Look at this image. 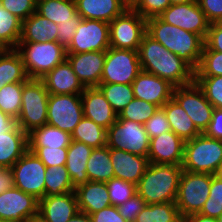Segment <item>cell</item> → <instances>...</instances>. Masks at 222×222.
Returning <instances> with one entry per match:
<instances>
[{"instance_id": "cell-1", "label": "cell", "mask_w": 222, "mask_h": 222, "mask_svg": "<svg viewBox=\"0 0 222 222\" xmlns=\"http://www.w3.org/2000/svg\"><path fill=\"white\" fill-rule=\"evenodd\" d=\"M138 58L143 71L165 79L175 87L195 81V70L147 32L138 48Z\"/></svg>"}, {"instance_id": "cell-2", "label": "cell", "mask_w": 222, "mask_h": 222, "mask_svg": "<svg viewBox=\"0 0 222 222\" xmlns=\"http://www.w3.org/2000/svg\"><path fill=\"white\" fill-rule=\"evenodd\" d=\"M147 33L194 70L198 68L205 45L200 35L168 24L159 17L147 19Z\"/></svg>"}, {"instance_id": "cell-3", "label": "cell", "mask_w": 222, "mask_h": 222, "mask_svg": "<svg viewBox=\"0 0 222 222\" xmlns=\"http://www.w3.org/2000/svg\"><path fill=\"white\" fill-rule=\"evenodd\" d=\"M182 172L181 165L150 163L136 185V193L146 204L175 202Z\"/></svg>"}, {"instance_id": "cell-4", "label": "cell", "mask_w": 222, "mask_h": 222, "mask_svg": "<svg viewBox=\"0 0 222 222\" xmlns=\"http://www.w3.org/2000/svg\"><path fill=\"white\" fill-rule=\"evenodd\" d=\"M222 164V140L200 133L185 141L182 168L185 171L216 175Z\"/></svg>"}, {"instance_id": "cell-5", "label": "cell", "mask_w": 222, "mask_h": 222, "mask_svg": "<svg viewBox=\"0 0 222 222\" xmlns=\"http://www.w3.org/2000/svg\"><path fill=\"white\" fill-rule=\"evenodd\" d=\"M20 53L29 79H41L67 59V50L60 43H19Z\"/></svg>"}, {"instance_id": "cell-6", "label": "cell", "mask_w": 222, "mask_h": 222, "mask_svg": "<svg viewBox=\"0 0 222 222\" xmlns=\"http://www.w3.org/2000/svg\"><path fill=\"white\" fill-rule=\"evenodd\" d=\"M48 97L49 93L39 79H29L23 85L22 104L16 121L27 134L47 124Z\"/></svg>"}, {"instance_id": "cell-7", "label": "cell", "mask_w": 222, "mask_h": 222, "mask_svg": "<svg viewBox=\"0 0 222 222\" xmlns=\"http://www.w3.org/2000/svg\"><path fill=\"white\" fill-rule=\"evenodd\" d=\"M212 176L183 170L175 201L182 218L201 211L209 197Z\"/></svg>"}, {"instance_id": "cell-8", "label": "cell", "mask_w": 222, "mask_h": 222, "mask_svg": "<svg viewBox=\"0 0 222 222\" xmlns=\"http://www.w3.org/2000/svg\"><path fill=\"white\" fill-rule=\"evenodd\" d=\"M110 47L138 51L147 32V20L131 7L109 23Z\"/></svg>"}, {"instance_id": "cell-9", "label": "cell", "mask_w": 222, "mask_h": 222, "mask_svg": "<svg viewBox=\"0 0 222 222\" xmlns=\"http://www.w3.org/2000/svg\"><path fill=\"white\" fill-rule=\"evenodd\" d=\"M107 146L147 157L150 137L143 124L117 119L107 129Z\"/></svg>"}, {"instance_id": "cell-10", "label": "cell", "mask_w": 222, "mask_h": 222, "mask_svg": "<svg viewBox=\"0 0 222 222\" xmlns=\"http://www.w3.org/2000/svg\"><path fill=\"white\" fill-rule=\"evenodd\" d=\"M141 71L138 51L109 47L100 83L132 84Z\"/></svg>"}, {"instance_id": "cell-11", "label": "cell", "mask_w": 222, "mask_h": 222, "mask_svg": "<svg viewBox=\"0 0 222 222\" xmlns=\"http://www.w3.org/2000/svg\"><path fill=\"white\" fill-rule=\"evenodd\" d=\"M173 98L186 111L196 128L205 133L214 111L213 105L206 99L204 91L196 81L175 87Z\"/></svg>"}, {"instance_id": "cell-12", "label": "cell", "mask_w": 222, "mask_h": 222, "mask_svg": "<svg viewBox=\"0 0 222 222\" xmlns=\"http://www.w3.org/2000/svg\"><path fill=\"white\" fill-rule=\"evenodd\" d=\"M83 117L81 94H49L47 124L71 134Z\"/></svg>"}, {"instance_id": "cell-13", "label": "cell", "mask_w": 222, "mask_h": 222, "mask_svg": "<svg viewBox=\"0 0 222 222\" xmlns=\"http://www.w3.org/2000/svg\"><path fill=\"white\" fill-rule=\"evenodd\" d=\"M15 187L35 196L38 200L45 195L46 166L29 150L12 166Z\"/></svg>"}, {"instance_id": "cell-14", "label": "cell", "mask_w": 222, "mask_h": 222, "mask_svg": "<svg viewBox=\"0 0 222 222\" xmlns=\"http://www.w3.org/2000/svg\"><path fill=\"white\" fill-rule=\"evenodd\" d=\"M109 47V23L82 19L66 50L67 54H78L90 51H106Z\"/></svg>"}, {"instance_id": "cell-15", "label": "cell", "mask_w": 222, "mask_h": 222, "mask_svg": "<svg viewBox=\"0 0 222 222\" xmlns=\"http://www.w3.org/2000/svg\"><path fill=\"white\" fill-rule=\"evenodd\" d=\"M158 17L168 24L196 33L204 40L210 25L197 1L170 5Z\"/></svg>"}, {"instance_id": "cell-16", "label": "cell", "mask_w": 222, "mask_h": 222, "mask_svg": "<svg viewBox=\"0 0 222 222\" xmlns=\"http://www.w3.org/2000/svg\"><path fill=\"white\" fill-rule=\"evenodd\" d=\"M39 216V200L14 187L0 194V219L27 222Z\"/></svg>"}, {"instance_id": "cell-17", "label": "cell", "mask_w": 222, "mask_h": 222, "mask_svg": "<svg viewBox=\"0 0 222 222\" xmlns=\"http://www.w3.org/2000/svg\"><path fill=\"white\" fill-rule=\"evenodd\" d=\"M131 85L135 98L155 104L159 108L173 97L175 88L169 81L143 70Z\"/></svg>"}, {"instance_id": "cell-18", "label": "cell", "mask_w": 222, "mask_h": 222, "mask_svg": "<svg viewBox=\"0 0 222 222\" xmlns=\"http://www.w3.org/2000/svg\"><path fill=\"white\" fill-rule=\"evenodd\" d=\"M184 143L173 131L150 138L148 159L153 164L182 165Z\"/></svg>"}, {"instance_id": "cell-19", "label": "cell", "mask_w": 222, "mask_h": 222, "mask_svg": "<svg viewBox=\"0 0 222 222\" xmlns=\"http://www.w3.org/2000/svg\"><path fill=\"white\" fill-rule=\"evenodd\" d=\"M105 56L106 51H90L67 54V60L85 87H97L102 77Z\"/></svg>"}, {"instance_id": "cell-20", "label": "cell", "mask_w": 222, "mask_h": 222, "mask_svg": "<svg viewBox=\"0 0 222 222\" xmlns=\"http://www.w3.org/2000/svg\"><path fill=\"white\" fill-rule=\"evenodd\" d=\"M81 99L84 117L106 130L117 120L118 114L98 87H86L81 93Z\"/></svg>"}, {"instance_id": "cell-21", "label": "cell", "mask_w": 222, "mask_h": 222, "mask_svg": "<svg viewBox=\"0 0 222 222\" xmlns=\"http://www.w3.org/2000/svg\"><path fill=\"white\" fill-rule=\"evenodd\" d=\"M79 212L75 192L43 197L39 200V217L45 222H67Z\"/></svg>"}, {"instance_id": "cell-22", "label": "cell", "mask_w": 222, "mask_h": 222, "mask_svg": "<svg viewBox=\"0 0 222 222\" xmlns=\"http://www.w3.org/2000/svg\"><path fill=\"white\" fill-rule=\"evenodd\" d=\"M114 177L134 185L140 181L150 162L148 157L110 148Z\"/></svg>"}, {"instance_id": "cell-23", "label": "cell", "mask_w": 222, "mask_h": 222, "mask_svg": "<svg viewBox=\"0 0 222 222\" xmlns=\"http://www.w3.org/2000/svg\"><path fill=\"white\" fill-rule=\"evenodd\" d=\"M49 94H81L85 86L66 59L40 79Z\"/></svg>"}, {"instance_id": "cell-24", "label": "cell", "mask_w": 222, "mask_h": 222, "mask_svg": "<svg viewBox=\"0 0 222 222\" xmlns=\"http://www.w3.org/2000/svg\"><path fill=\"white\" fill-rule=\"evenodd\" d=\"M79 212L91 215L111 205L106 183L87 181L74 190Z\"/></svg>"}, {"instance_id": "cell-25", "label": "cell", "mask_w": 222, "mask_h": 222, "mask_svg": "<svg viewBox=\"0 0 222 222\" xmlns=\"http://www.w3.org/2000/svg\"><path fill=\"white\" fill-rule=\"evenodd\" d=\"M77 13L82 19L110 23L129 6L123 0H75Z\"/></svg>"}, {"instance_id": "cell-26", "label": "cell", "mask_w": 222, "mask_h": 222, "mask_svg": "<svg viewBox=\"0 0 222 222\" xmlns=\"http://www.w3.org/2000/svg\"><path fill=\"white\" fill-rule=\"evenodd\" d=\"M57 30V24L34 12L29 18L22 21V32L19 43L57 42Z\"/></svg>"}, {"instance_id": "cell-27", "label": "cell", "mask_w": 222, "mask_h": 222, "mask_svg": "<svg viewBox=\"0 0 222 222\" xmlns=\"http://www.w3.org/2000/svg\"><path fill=\"white\" fill-rule=\"evenodd\" d=\"M28 150V134L18 125L0 134V166L12 167Z\"/></svg>"}, {"instance_id": "cell-28", "label": "cell", "mask_w": 222, "mask_h": 222, "mask_svg": "<svg viewBox=\"0 0 222 222\" xmlns=\"http://www.w3.org/2000/svg\"><path fill=\"white\" fill-rule=\"evenodd\" d=\"M93 148L74 140H71L67 150L66 169L72 179L74 188L89 181L86 167Z\"/></svg>"}, {"instance_id": "cell-29", "label": "cell", "mask_w": 222, "mask_h": 222, "mask_svg": "<svg viewBox=\"0 0 222 222\" xmlns=\"http://www.w3.org/2000/svg\"><path fill=\"white\" fill-rule=\"evenodd\" d=\"M161 108L165 111L171 131L183 141L191 140L201 133L196 128L186 111L173 97Z\"/></svg>"}, {"instance_id": "cell-30", "label": "cell", "mask_w": 222, "mask_h": 222, "mask_svg": "<svg viewBox=\"0 0 222 222\" xmlns=\"http://www.w3.org/2000/svg\"><path fill=\"white\" fill-rule=\"evenodd\" d=\"M71 134L49 124L28 133V147L64 148L71 143Z\"/></svg>"}, {"instance_id": "cell-31", "label": "cell", "mask_w": 222, "mask_h": 222, "mask_svg": "<svg viewBox=\"0 0 222 222\" xmlns=\"http://www.w3.org/2000/svg\"><path fill=\"white\" fill-rule=\"evenodd\" d=\"M29 80L23 59L16 49H7L0 55V89L6 84Z\"/></svg>"}, {"instance_id": "cell-32", "label": "cell", "mask_w": 222, "mask_h": 222, "mask_svg": "<svg viewBox=\"0 0 222 222\" xmlns=\"http://www.w3.org/2000/svg\"><path fill=\"white\" fill-rule=\"evenodd\" d=\"M86 172L89 181L106 183L114 178V169L110 158V148L107 145L92 150L87 161Z\"/></svg>"}, {"instance_id": "cell-33", "label": "cell", "mask_w": 222, "mask_h": 222, "mask_svg": "<svg viewBox=\"0 0 222 222\" xmlns=\"http://www.w3.org/2000/svg\"><path fill=\"white\" fill-rule=\"evenodd\" d=\"M36 12L55 24L72 21L78 14L75 0H37Z\"/></svg>"}, {"instance_id": "cell-34", "label": "cell", "mask_w": 222, "mask_h": 222, "mask_svg": "<svg viewBox=\"0 0 222 222\" xmlns=\"http://www.w3.org/2000/svg\"><path fill=\"white\" fill-rule=\"evenodd\" d=\"M71 139L93 149L101 148L107 145V130L91 119L83 117L71 133Z\"/></svg>"}, {"instance_id": "cell-35", "label": "cell", "mask_w": 222, "mask_h": 222, "mask_svg": "<svg viewBox=\"0 0 222 222\" xmlns=\"http://www.w3.org/2000/svg\"><path fill=\"white\" fill-rule=\"evenodd\" d=\"M135 222H182L175 202L146 204Z\"/></svg>"}, {"instance_id": "cell-36", "label": "cell", "mask_w": 222, "mask_h": 222, "mask_svg": "<svg viewBox=\"0 0 222 222\" xmlns=\"http://www.w3.org/2000/svg\"><path fill=\"white\" fill-rule=\"evenodd\" d=\"M22 32V20L0 4V43L7 49H16Z\"/></svg>"}, {"instance_id": "cell-37", "label": "cell", "mask_w": 222, "mask_h": 222, "mask_svg": "<svg viewBox=\"0 0 222 222\" xmlns=\"http://www.w3.org/2000/svg\"><path fill=\"white\" fill-rule=\"evenodd\" d=\"M74 190L72 179L65 166L46 167L44 197L61 195Z\"/></svg>"}, {"instance_id": "cell-38", "label": "cell", "mask_w": 222, "mask_h": 222, "mask_svg": "<svg viewBox=\"0 0 222 222\" xmlns=\"http://www.w3.org/2000/svg\"><path fill=\"white\" fill-rule=\"evenodd\" d=\"M97 87L117 114L135 98L131 84L100 83Z\"/></svg>"}, {"instance_id": "cell-39", "label": "cell", "mask_w": 222, "mask_h": 222, "mask_svg": "<svg viewBox=\"0 0 222 222\" xmlns=\"http://www.w3.org/2000/svg\"><path fill=\"white\" fill-rule=\"evenodd\" d=\"M26 82L6 84L0 89V110L17 119L22 104V90Z\"/></svg>"}, {"instance_id": "cell-40", "label": "cell", "mask_w": 222, "mask_h": 222, "mask_svg": "<svg viewBox=\"0 0 222 222\" xmlns=\"http://www.w3.org/2000/svg\"><path fill=\"white\" fill-rule=\"evenodd\" d=\"M159 107L155 104L134 98L119 114L117 119H126L140 124L154 115Z\"/></svg>"}, {"instance_id": "cell-41", "label": "cell", "mask_w": 222, "mask_h": 222, "mask_svg": "<svg viewBox=\"0 0 222 222\" xmlns=\"http://www.w3.org/2000/svg\"><path fill=\"white\" fill-rule=\"evenodd\" d=\"M196 83L202 88L206 99L215 109H222V75L195 76Z\"/></svg>"}, {"instance_id": "cell-42", "label": "cell", "mask_w": 222, "mask_h": 222, "mask_svg": "<svg viewBox=\"0 0 222 222\" xmlns=\"http://www.w3.org/2000/svg\"><path fill=\"white\" fill-rule=\"evenodd\" d=\"M199 213L216 219L222 214V180L216 175L212 176L209 197Z\"/></svg>"}, {"instance_id": "cell-43", "label": "cell", "mask_w": 222, "mask_h": 222, "mask_svg": "<svg viewBox=\"0 0 222 222\" xmlns=\"http://www.w3.org/2000/svg\"><path fill=\"white\" fill-rule=\"evenodd\" d=\"M111 205L119 206L129 200L136 194V185L121 180L119 178H112L106 182Z\"/></svg>"}, {"instance_id": "cell-44", "label": "cell", "mask_w": 222, "mask_h": 222, "mask_svg": "<svg viewBox=\"0 0 222 222\" xmlns=\"http://www.w3.org/2000/svg\"><path fill=\"white\" fill-rule=\"evenodd\" d=\"M222 52L203 50L195 76H221Z\"/></svg>"}, {"instance_id": "cell-45", "label": "cell", "mask_w": 222, "mask_h": 222, "mask_svg": "<svg viewBox=\"0 0 222 222\" xmlns=\"http://www.w3.org/2000/svg\"><path fill=\"white\" fill-rule=\"evenodd\" d=\"M28 150L34 153L46 167L66 165L68 147H28Z\"/></svg>"}, {"instance_id": "cell-46", "label": "cell", "mask_w": 222, "mask_h": 222, "mask_svg": "<svg viewBox=\"0 0 222 222\" xmlns=\"http://www.w3.org/2000/svg\"><path fill=\"white\" fill-rule=\"evenodd\" d=\"M170 5V0H137L131 8L147 20L158 17Z\"/></svg>"}, {"instance_id": "cell-47", "label": "cell", "mask_w": 222, "mask_h": 222, "mask_svg": "<svg viewBox=\"0 0 222 222\" xmlns=\"http://www.w3.org/2000/svg\"><path fill=\"white\" fill-rule=\"evenodd\" d=\"M0 4L23 21L36 12L37 0H0Z\"/></svg>"}, {"instance_id": "cell-48", "label": "cell", "mask_w": 222, "mask_h": 222, "mask_svg": "<svg viewBox=\"0 0 222 222\" xmlns=\"http://www.w3.org/2000/svg\"><path fill=\"white\" fill-rule=\"evenodd\" d=\"M144 127L150 138L171 131L169 121L167 120L165 111L162 108H158L156 110L154 115L145 122Z\"/></svg>"}, {"instance_id": "cell-49", "label": "cell", "mask_w": 222, "mask_h": 222, "mask_svg": "<svg viewBox=\"0 0 222 222\" xmlns=\"http://www.w3.org/2000/svg\"><path fill=\"white\" fill-rule=\"evenodd\" d=\"M145 205V200L136 193L125 203L117 206V208L120 215L127 222H135L139 212L145 207Z\"/></svg>"}, {"instance_id": "cell-50", "label": "cell", "mask_w": 222, "mask_h": 222, "mask_svg": "<svg viewBox=\"0 0 222 222\" xmlns=\"http://www.w3.org/2000/svg\"><path fill=\"white\" fill-rule=\"evenodd\" d=\"M82 17L77 14L72 21L60 22L57 24V43H60L63 47L67 48L72 41V37L75 35L76 28L80 24Z\"/></svg>"}, {"instance_id": "cell-51", "label": "cell", "mask_w": 222, "mask_h": 222, "mask_svg": "<svg viewBox=\"0 0 222 222\" xmlns=\"http://www.w3.org/2000/svg\"><path fill=\"white\" fill-rule=\"evenodd\" d=\"M197 2L210 24L222 15V0H197Z\"/></svg>"}, {"instance_id": "cell-52", "label": "cell", "mask_w": 222, "mask_h": 222, "mask_svg": "<svg viewBox=\"0 0 222 222\" xmlns=\"http://www.w3.org/2000/svg\"><path fill=\"white\" fill-rule=\"evenodd\" d=\"M204 41L203 50L222 52V28L218 27L215 23H211Z\"/></svg>"}, {"instance_id": "cell-53", "label": "cell", "mask_w": 222, "mask_h": 222, "mask_svg": "<svg viewBox=\"0 0 222 222\" xmlns=\"http://www.w3.org/2000/svg\"><path fill=\"white\" fill-rule=\"evenodd\" d=\"M93 222H127L119 213L117 206L110 205L90 215Z\"/></svg>"}, {"instance_id": "cell-54", "label": "cell", "mask_w": 222, "mask_h": 222, "mask_svg": "<svg viewBox=\"0 0 222 222\" xmlns=\"http://www.w3.org/2000/svg\"><path fill=\"white\" fill-rule=\"evenodd\" d=\"M205 134L222 140V109H214L212 120L205 131Z\"/></svg>"}, {"instance_id": "cell-55", "label": "cell", "mask_w": 222, "mask_h": 222, "mask_svg": "<svg viewBox=\"0 0 222 222\" xmlns=\"http://www.w3.org/2000/svg\"><path fill=\"white\" fill-rule=\"evenodd\" d=\"M15 187L12 167L0 166V194Z\"/></svg>"}, {"instance_id": "cell-56", "label": "cell", "mask_w": 222, "mask_h": 222, "mask_svg": "<svg viewBox=\"0 0 222 222\" xmlns=\"http://www.w3.org/2000/svg\"><path fill=\"white\" fill-rule=\"evenodd\" d=\"M17 125L15 118L0 110V134L11 131Z\"/></svg>"}, {"instance_id": "cell-57", "label": "cell", "mask_w": 222, "mask_h": 222, "mask_svg": "<svg viewBox=\"0 0 222 222\" xmlns=\"http://www.w3.org/2000/svg\"><path fill=\"white\" fill-rule=\"evenodd\" d=\"M182 222H217V219L200 213H194L183 217Z\"/></svg>"}, {"instance_id": "cell-58", "label": "cell", "mask_w": 222, "mask_h": 222, "mask_svg": "<svg viewBox=\"0 0 222 222\" xmlns=\"http://www.w3.org/2000/svg\"><path fill=\"white\" fill-rule=\"evenodd\" d=\"M67 222H93L90 215L83 212H78L74 217L69 219Z\"/></svg>"}, {"instance_id": "cell-59", "label": "cell", "mask_w": 222, "mask_h": 222, "mask_svg": "<svg viewBox=\"0 0 222 222\" xmlns=\"http://www.w3.org/2000/svg\"><path fill=\"white\" fill-rule=\"evenodd\" d=\"M197 0H170L171 5H178V4H182V3H190V2H194Z\"/></svg>"}, {"instance_id": "cell-60", "label": "cell", "mask_w": 222, "mask_h": 222, "mask_svg": "<svg viewBox=\"0 0 222 222\" xmlns=\"http://www.w3.org/2000/svg\"><path fill=\"white\" fill-rule=\"evenodd\" d=\"M27 222H45V221L41 217L36 216V217L29 219Z\"/></svg>"}, {"instance_id": "cell-61", "label": "cell", "mask_w": 222, "mask_h": 222, "mask_svg": "<svg viewBox=\"0 0 222 222\" xmlns=\"http://www.w3.org/2000/svg\"><path fill=\"white\" fill-rule=\"evenodd\" d=\"M218 27L222 28V15L214 22Z\"/></svg>"}, {"instance_id": "cell-62", "label": "cell", "mask_w": 222, "mask_h": 222, "mask_svg": "<svg viewBox=\"0 0 222 222\" xmlns=\"http://www.w3.org/2000/svg\"><path fill=\"white\" fill-rule=\"evenodd\" d=\"M129 7H131L137 0H123Z\"/></svg>"}, {"instance_id": "cell-63", "label": "cell", "mask_w": 222, "mask_h": 222, "mask_svg": "<svg viewBox=\"0 0 222 222\" xmlns=\"http://www.w3.org/2000/svg\"><path fill=\"white\" fill-rule=\"evenodd\" d=\"M216 176H218L222 180V164L219 167V170L216 173Z\"/></svg>"}, {"instance_id": "cell-64", "label": "cell", "mask_w": 222, "mask_h": 222, "mask_svg": "<svg viewBox=\"0 0 222 222\" xmlns=\"http://www.w3.org/2000/svg\"><path fill=\"white\" fill-rule=\"evenodd\" d=\"M5 50H7V48L4 47V46L0 43V55H1Z\"/></svg>"}, {"instance_id": "cell-65", "label": "cell", "mask_w": 222, "mask_h": 222, "mask_svg": "<svg viewBox=\"0 0 222 222\" xmlns=\"http://www.w3.org/2000/svg\"><path fill=\"white\" fill-rule=\"evenodd\" d=\"M217 222H222V214L217 218Z\"/></svg>"}, {"instance_id": "cell-66", "label": "cell", "mask_w": 222, "mask_h": 222, "mask_svg": "<svg viewBox=\"0 0 222 222\" xmlns=\"http://www.w3.org/2000/svg\"><path fill=\"white\" fill-rule=\"evenodd\" d=\"M0 222H15V221L0 219Z\"/></svg>"}]
</instances>
